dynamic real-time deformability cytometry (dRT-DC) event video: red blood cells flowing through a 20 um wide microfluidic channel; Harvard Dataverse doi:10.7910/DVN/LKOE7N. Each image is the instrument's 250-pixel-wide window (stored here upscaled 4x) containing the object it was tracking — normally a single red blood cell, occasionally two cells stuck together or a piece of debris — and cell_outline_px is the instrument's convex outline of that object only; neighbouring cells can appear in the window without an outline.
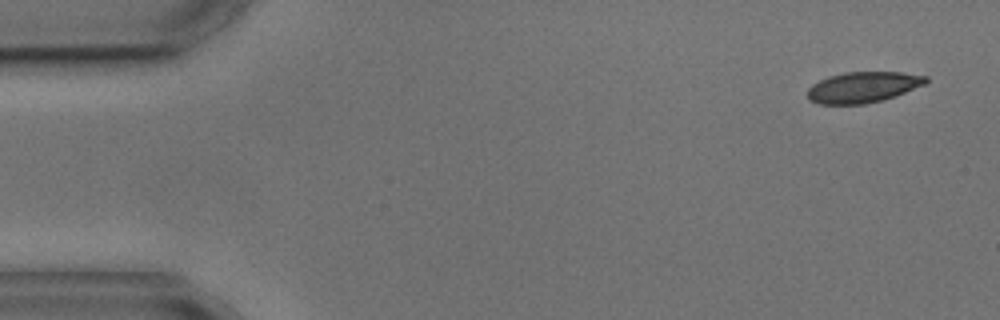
{"species": "common noctule bat (a hibernating species)", "species_latin": "Nyctalus noctula", "temperature_condition": "cold", "stored_images_in_passage": 4, "camera_frame_rate_fps": 3000, "um_per_image_px": 0.085, "animal": {"sex": "male", "body_mass_g": 17.9, "forearm_length_mm": 54.2}, "frame": {"image": 1, "passage_image": 1, "time_ms": 0.0, "image_size_px": [1000, 320], "cell_outline_px": [[928, 80], [924, 84], [896, 96], [864, 104], [820, 104], [808, 100], [808, 88], [812, 84], [828, 76], [844, 72], [900, 72], [928, 76]], "centroid_in_image_um": [73.33, 7.41], "position_along_channel_um": 11.7, "area_um2": 21.21}}
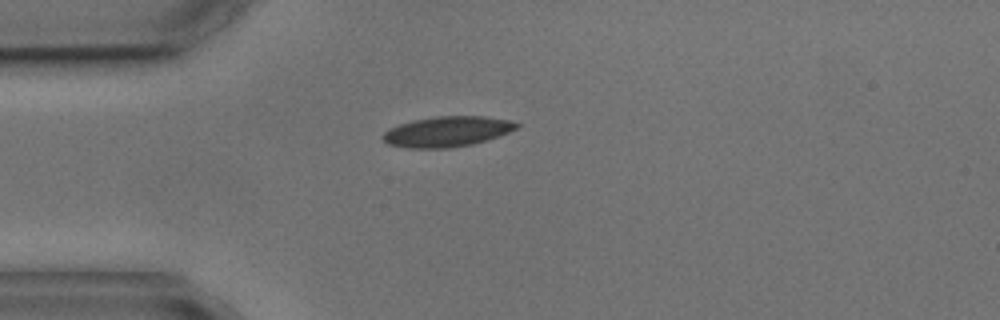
{"frame": {"image": 2, "passage_image": 4, "time_ms": 3.667, "image_size_px": [1000, 320], "cell_outline_px": [[520, 128], [500, 136], [472, 144], [448, 148], [408, 148], [388, 144], [380, 136], [388, 128], [412, 120], [436, 116], [484, 116], [508, 120], [520, 124]], "centroid_in_image_um": [38.01, 11.18], "position_along_channel_um": 47.0, "area_um2": 23.81}}